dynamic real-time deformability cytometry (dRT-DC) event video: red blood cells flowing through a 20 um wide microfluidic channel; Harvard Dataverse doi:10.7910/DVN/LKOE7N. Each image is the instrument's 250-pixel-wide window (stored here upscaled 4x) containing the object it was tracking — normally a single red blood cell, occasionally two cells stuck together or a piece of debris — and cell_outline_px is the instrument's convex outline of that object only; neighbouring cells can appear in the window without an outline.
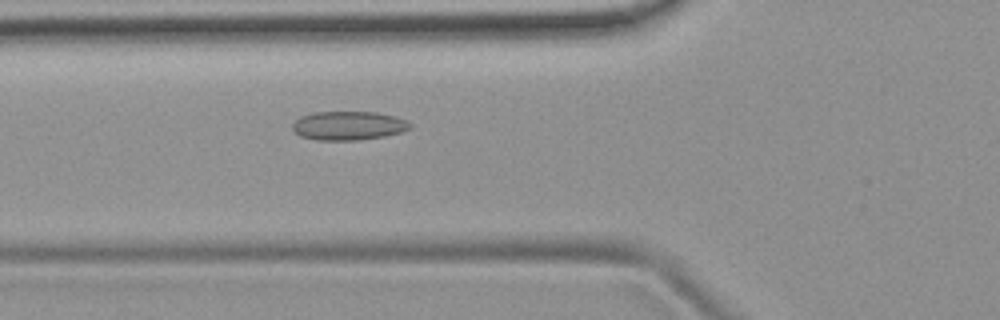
{"species": "common noctule bat (a hibernating species)", "species_latin": "Nyctalus noctula", "temperature_condition": "room temperature", "stored_images_in_passage": 52, "camera_frame_rate_fps": 3000, "um_per_image_px": 0.085, "animal": {"sex": "female", "body_mass_g": 19.9}, "frame": {"image": 1, "passage_image": 19, "time_ms": 6.0, "image_size_px": [1000, 320], "cell_outline_px": [[412, 128], [400, 132], [384, 136], [360, 140], [316, 140], [300, 136], [292, 128], [292, 124], [300, 116], [312, 112], [376, 112], [396, 116], [412, 124]], "centroid_in_image_um": [29.61, 10.68], "position_along_channel_um": 96.2, "area_um2": 19.83}}
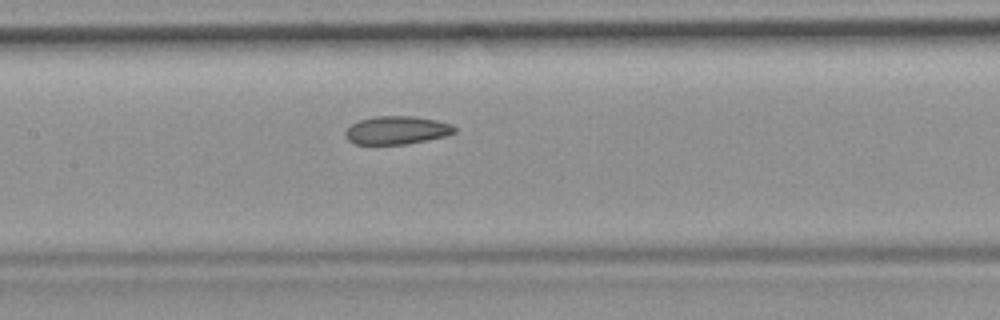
{"frame": {"image": 2, "passage_image": 25, "time_ms": 8.0, "image_size_px": [1000, 320], "cell_outline_px": [[456, 132], [444, 136], [428, 140], [408, 144], [352, 144], [344, 136], [344, 132], [352, 124], [360, 120], [372, 116], [416, 116], [436, 120], [452, 124], [456, 128]], "centroid_in_image_um": [33.72, 11.07], "position_along_channel_um": 173.7, "area_um2": 18.09}}
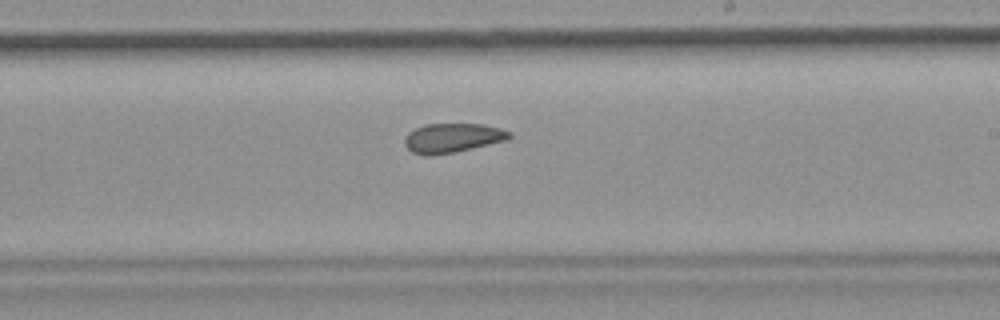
{"frame": {"image": 3, "passage_image": 31, "time_ms": 10.0, "image_size_px": [1000, 320], "cell_outline_px": [[512, 136], [508, 140], [456, 152], [428, 156], [424, 156], [412, 152], [404, 144], [404, 136], [408, 132], [424, 124], [484, 124], [500, 128], [512, 132]], "centroid_in_image_um": [38.46, 11.73], "position_along_channel_um": 250.5, "area_um2": 18.15}, "authors_computed_cell_mechanics": {"area_um2": 19.2474, "velocity_mm_per_s": 3.861, "shape_relaxation_time_tau1_ms": null, "shape_relaxation_time_tau2_ms": 2.7612, "deformation_change_tau1": null, "deformation_change_tau2": 0.0804}}